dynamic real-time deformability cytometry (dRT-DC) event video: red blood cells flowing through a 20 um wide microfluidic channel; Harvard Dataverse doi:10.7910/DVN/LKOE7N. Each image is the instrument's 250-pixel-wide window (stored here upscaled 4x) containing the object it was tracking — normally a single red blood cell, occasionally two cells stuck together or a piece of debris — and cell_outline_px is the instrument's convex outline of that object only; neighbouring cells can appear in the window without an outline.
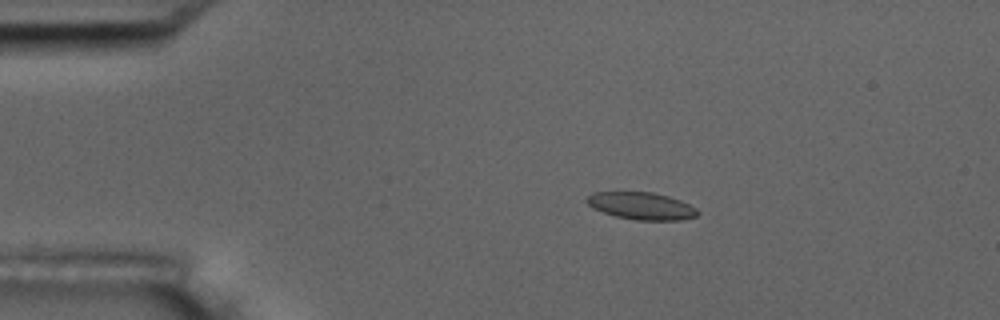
{"species": "common noctule bat (a hibernating species)", "species_latin": "Nyctalus noctula", "temperature_condition": "room temperature", "stored_images_in_passage": 3, "camera_frame_rate_fps": 3000, "um_per_image_px": 0.085, "animal": {"sex": "male", "body_mass_g": 17.5, "forearm_length_mm": 52.3}, "frame": {"image": 1, "passage_image": 2, "time_ms": 1.333, "image_size_px": [1000, 320], "cell_outline_px": [[700, 212], [696, 216], [680, 220], [636, 220], [616, 216], [592, 208], [584, 200], [592, 192], [652, 192], [668, 196], [680, 200], [696, 208]], "centroid_in_image_um": [54.51, 17.5], "position_along_channel_um": 30.5, "area_um2": 17.57}}